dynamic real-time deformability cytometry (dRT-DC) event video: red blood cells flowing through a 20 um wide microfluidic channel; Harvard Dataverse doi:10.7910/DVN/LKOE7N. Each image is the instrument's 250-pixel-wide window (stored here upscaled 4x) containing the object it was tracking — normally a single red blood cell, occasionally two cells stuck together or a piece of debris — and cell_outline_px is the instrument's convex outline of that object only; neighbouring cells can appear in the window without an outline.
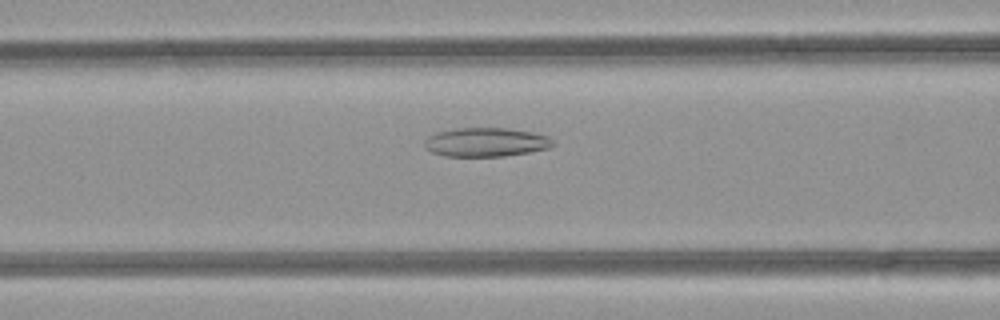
{"species": "common noctule bat (a hibernating species)", "species_latin": "Nyctalus noctula", "temperature_condition": "room temperature", "stored_images_in_passage": 30, "camera_frame_rate_fps": 3000, "um_per_image_px": 0.085, "animal": {"sex": "female", "body_mass_g": 21.9}, "frame": {"image": 1, "passage_image": 7, "time_ms": 2.0, "image_size_px": [1000, 320], "cell_outline_px": [[556, 144], [548, 148], [528, 152], [504, 156], [444, 156], [432, 152], [424, 148], [424, 140], [428, 136], [436, 132], [456, 128], [508, 128], [532, 132], [548, 136]], "centroid_in_image_um": [41.28, 12.08], "position_along_channel_um": 125.3, "area_um2": 21.73}}
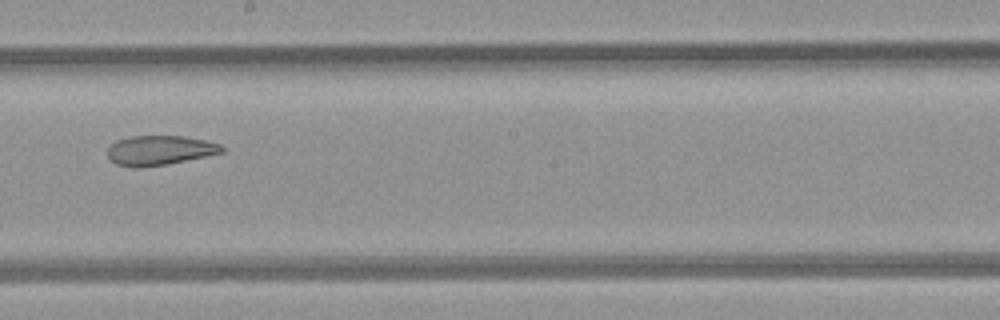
{"frame": {"image": 2, "passage_image": 15, "time_ms": 4.667, "image_size_px": [1000, 320], "cell_outline_px": [[224, 152], [168, 164], [144, 168], [132, 168], [116, 164], [108, 156], [108, 148], [116, 140], [132, 136], [184, 136], [208, 140], [220, 144], [224, 148]], "centroid_in_image_um": [13.58, 12.78], "position_along_channel_um": 234.6, "area_um2": 19.88}}
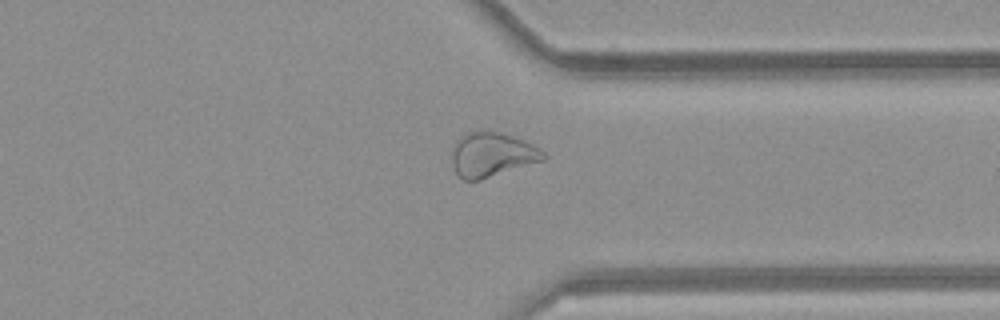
{"frame": {"image": 3, "passage_image": 25, "time_ms": 8.0, "image_size_px": [1000, 320], "cell_outline_px": [[548, 156], [544, 160], [480, 180], [464, 180], [456, 172], [452, 164], [452, 148], [456, 140], [464, 132], [500, 132], [524, 140], [540, 148]], "centroid_in_image_um": [41.81, 13.14], "position_along_channel_um": 369.6, "area_um2": 23.64}}